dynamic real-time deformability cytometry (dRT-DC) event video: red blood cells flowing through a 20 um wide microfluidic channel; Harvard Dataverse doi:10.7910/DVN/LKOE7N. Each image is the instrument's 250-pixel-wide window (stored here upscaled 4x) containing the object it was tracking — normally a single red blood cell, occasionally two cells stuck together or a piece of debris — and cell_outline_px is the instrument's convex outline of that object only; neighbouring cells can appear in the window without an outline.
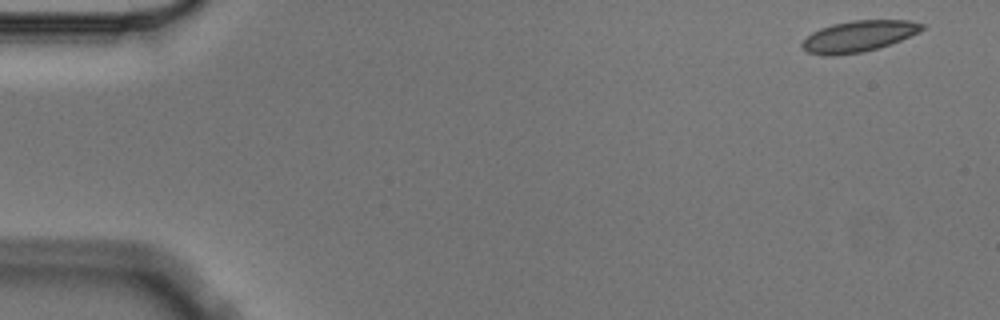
{"species": "Egyptian fruit bat (a non-hibernating species)", "species_latin": "Rousettus aegyptiacus", "temperature_condition": "cold", "stored_images_in_passage": 5, "camera_frame_rate_fps": 3000, "um_per_image_px": 0.085, "animal": {"sex": "male"}, "frame": {"image": 1, "passage_image": 1, "time_ms": 0.0, "image_size_px": [1000, 320], "cell_outline_px": [[928, 24], [920, 32], [900, 40], [864, 52], [836, 56], [824, 56], [808, 52], [800, 44], [812, 32], [820, 28], [832, 24], [852, 20], [908, 20]], "centroid_in_image_um": [72.99, 3.07], "position_along_channel_um": 12.0, "area_um2": 21.85}}
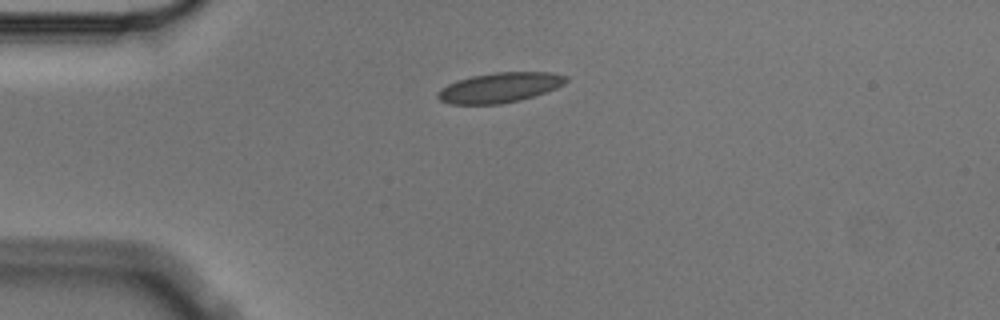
{"frame": {"image": 2, "passage_image": 4, "time_ms": 1.0, "image_size_px": [1000, 320], "cell_outline_px": [[568, 80], [564, 84], [556, 88], [520, 100], [500, 104], [452, 104], [440, 100], [436, 96], [436, 92], [440, 88], [448, 84], [472, 76], [496, 72], [552, 72], [568, 76]], "centroid_in_image_um": [42.47, 7.44], "position_along_channel_um": 42.5, "area_um2": 22.31}}